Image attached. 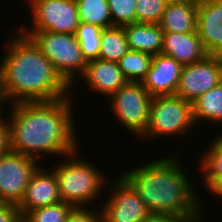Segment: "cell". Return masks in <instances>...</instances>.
<instances>
[{"label":"cell","mask_w":222,"mask_h":222,"mask_svg":"<svg viewBox=\"0 0 222 222\" xmlns=\"http://www.w3.org/2000/svg\"><path fill=\"white\" fill-rule=\"evenodd\" d=\"M73 93L54 101L6 106L10 110L7 112L10 113L7 114L9 150L36 160L48 155L61 158L77 151L81 145L74 120L76 99L72 98Z\"/></svg>","instance_id":"cell-1"},{"label":"cell","mask_w":222,"mask_h":222,"mask_svg":"<svg viewBox=\"0 0 222 222\" xmlns=\"http://www.w3.org/2000/svg\"><path fill=\"white\" fill-rule=\"evenodd\" d=\"M10 32L5 42L6 52L0 60L2 94L6 105L54 101L72 94L71 86L34 42L17 28Z\"/></svg>","instance_id":"cell-2"},{"label":"cell","mask_w":222,"mask_h":222,"mask_svg":"<svg viewBox=\"0 0 222 222\" xmlns=\"http://www.w3.org/2000/svg\"><path fill=\"white\" fill-rule=\"evenodd\" d=\"M169 155V156H168ZM135 165L120 175L144 201L148 211L168 215H204V205L183 168L180 155L168 154ZM180 156V157H178Z\"/></svg>","instance_id":"cell-3"},{"label":"cell","mask_w":222,"mask_h":222,"mask_svg":"<svg viewBox=\"0 0 222 222\" xmlns=\"http://www.w3.org/2000/svg\"><path fill=\"white\" fill-rule=\"evenodd\" d=\"M84 158L79 156L78 149L61 157L62 160L53 163V168L51 167L57 179L61 200L71 203L75 207L95 206V201L104 195L102 192H106L104 190L107 189L110 180L97 165H94L88 158Z\"/></svg>","instance_id":"cell-4"},{"label":"cell","mask_w":222,"mask_h":222,"mask_svg":"<svg viewBox=\"0 0 222 222\" xmlns=\"http://www.w3.org/2000/svg\"><path fill=\"white\" fill-rule=\"evenodd\" d=\"M194 123L192 104L175 95L155 96L152 98L149 121L146 130L139 137L143 142L164 136L190 138ZM189 135V136H188Z\"/></svg>","instance_id":"cell-5"},{"label":"cell","mask_w":222,"mask_h":222,"mask_svg":"<svg viewBox=\"0 0 222 222\" xmlns=\"http://www.w3.org/2000/svg\"><path fill=\"white\" fill-rule=\"evenodd\" d=\"M29 37L40 51L50 60L55 70L75 91V86L86 68L80 44L75 34L49 31H20Z\"/></svg>","instance_id":"cell-6"},{"label":"cell","mask_w":222,"mask_h":222,"mask_svg":"<svg viewBox=\"0 0 222 222\" xmlns=\"http://www.w3.org/2000/svg\"><path fill=\"white\" fill-rule=\"evenodd\" d=\"M152 96L139 82H127L108 97L109 111L135 138L147 128ZM113 112V113H112ZM127 129V130H126Z\"/></svg>","instance_id":"cell-7"},{"label":"cell","mask_w":222,"mask_h":222,"mask_svg":"<svg viewBox=\"0 0 222 222\" xmlns=\"http://www.w3.org/2000/svg\"><path fill=\"white\" fill-rule=\"evenodd\" d=\"M28 10L32 26H27L29 23H24V26L17 24L19 31L75 34L80 23L75 0H36Z\"/></svg>","instance_id":"cell-8"},{"label":"cell","mask_w":222,"mask_h":222,"mask_svg":"<svg viewBox=\"0 0 222 222\" xmlns=\"http://www.w3.org/2000/svg\"><path fill=\"white\" fill-rule=\"evenodd\" d=\"M108 184V198L100 207L104 222H142L150 214L138 193L119 173Z\"/></svg>","instance_id":"cell-9"},{"label":"cell","mask_w":222,"mask_h":222,"mask_svg":"<svg viewBox=\"0 0 222 222\" xmlns=\"http://www.w3.org/2000/svg\"><path fill=\"white\" fill-rule=\"evenodd\" d=\"M40 161L8 150L0 155V194L6 203L18 205Z\"/></svg>","instance_id":"cell-10"},{"label":"cell","mask_w":222,"mask_h":222,"mask_svg":"<svg viewBox=\"0 0 222 222\" xmlns=\"http://www.w3.org/2000/svg\"><path fill=\"white\" fill-rule=\"evenodd\" d=\"M222 81V56L208 55L202 61L183 65L176 95L189 103Z\"/></svg>","instance_id":"cell-11"},{"label":"cell","mask_w":222,"mask_h":222,"mask_svg":"<svg viewBox=\"0 0 222 222\" xmlns=\"http://www.w3.org/2000/svg\"><path fill=\"white\" fill-rule=\"evenodd\" d=\"M61 201L54 171L40 165L32 174L24 197L17 206L19 213L26 215L35 208L54 205Z\"/></svg>","instance_id":"cell-12"},{"label":"cell","mask_w":222,"mask_h":222,"mask_svg":"<svg viewBox=\"0 0 222 222\" xmlns=\"http://www.w3.org/2000/svg\"><path fill=\"white\" fill-rule=\"evenodd\" d=\"M196 32L208 55L222 56V0L197 5Z\"/></svg>","instance_id":"cell-13"},{"label":"cell","mask_w":222,"mask_h":222,"mask_svg":"<svg viewBox=\"0 0 222 222\" xmlns=\"http://www.w3.org/2000/svg\"><path fill=\"white\" fill-rule=\"evenodd\" d=\"M182 65L164 54L153 56L150 70L141 84L152 97L175 95Z\"/></svg>","instance_id":"cell-14"},{"label":"cell","mask_w":222,"mask_h":222,"mask_svg":"<svg viewBox=\"0 0 222 222\" xmlns=\"http://www.w3.org/2000/svg\"><path fill=\"white\" fill-rule=\"evenodd\" d=\"M85 81L91 93L97 92L105 98L117 92L128 81L122 74L118 62L96 59L87 62L84 73L78 78Z\"/></svg>","instance_id":"cell-15"},{"label":"cell","mask_w":222,"mask_h":222,"mask_svg":"<svg viewBox=\"0 0 222 222\" xmlns=\"http://www.w3.org/2000/svg\"><path fill=\"white\" fill-rule=\"evenodd\" d=\"M162 54L174 58L182 66L202 61L208 56L197 32H164Z\"/></svg>","instance_id":"cell-16"},{"label":"cell","mask_w":222,"mask_h":222,"mask_svg":"<svg viewBox=\"0 0 222 222\" xmlns=\"http://www.w3.org/2000/svg\"><path fill=\"white\" fill-rule=\"evenodd\" d=\"M130 50L153 56L161 54L164 32L159 24L132 23L121 26Z\"/></svg>","instance_id":"cell-17"},{"label":"cell","mask_w":222,"mask_h":222,"mask_svg":"<svg viewBox=\"0 0 222 222\" xmlns=\"http://www.w3.org/2000/svg\"><path fill=\"white\" fill-rule=\"evenodd\" d=\"M197 5L169 2L159 22L163 32L196 31Z\"/></svg>","instance_id":"cell-18"},{"label":"cell","mask_w":222,"mask_h":222,"mask_svg":"<svg viewBox=\"0 0 222 222\" xmlns=\"http://www.w3.org/2000/svg\"><path fill=\"white\" fill-rule=\"evenodd\" d=\"M192 110L194 123L198 129L197 125L203 121L222 124V81L194 101Z\"/></svg>","instance_id":"cell-19"},{"label":"cell","mask_w":222,"mask_h":222,"mask_svg":"<svg viewBox=\"0 0 222 222\" xmlns=\"http://www.w3.org/2000/svg\"><path fill=\"white\" fill-rule=\"evenodd\" d=\"M210 145L205 146V152L200 155L198 170L201 172L202 183L205 188L209 187L215 180L222 177V135H215ZM206 147L208 149H206ZM200 165V166H199Z\"/></svg>","instance_id":"cell-20"},{"label":"cell","mask_w":222,"mask_h":222,"mask_svg":"<svg viewBox=\"0 0 222 222\" xmlns=\"http://www.w3.org/2000/svg\"><path fill=\"white\" fill-rule=\"evenodd\" d=\"M129 50L130 48L121 26L103 29L99 51L100 59L118 62Z\"/></svg>","instance_id":"cell-21"},{"label":"cell","mask_w":222,"mask_h":222,"mask_svg":"<svg viewBox=\"0 0 222 222\" xmlns=\"http://www.w3.org/2000/svg\"><path fill=\"white\" fill-rule=\"evenodd\" d=\"M79 22L102 29L113 27L107 0H76Z\"/></svg>","instance_id":"cell-22"},{"label":"cell","mask_w":222,"mask_h":222,"mask_svg":"<svg viewBox=\"0 0 222 222\" xmlns=\"http://www.w3.org/2000/svg\"><path fill=\"white\" fill-rule=\"evenodd\" d=\"M152 58L151 54L129 50L118 61V65L128 82L141 83L150 70Z\"/></svg>","instance_id":"cell-23"},{"label":"cell","mask_w":222,"mask_h":222,"mask_svg":"<svg viewBox=\"0 0 222 222\" xmlns=\"http://www.w3.org/2000/svg\"><path fill=\"white\" fill-rule=\"evenodd\" d=\"M103 29L92 25L80 22L75 31V37L80 44L82 55L86 62L99 58L101 33Z\"/></svg>","instance_id":"cell-24"},{"label":"cell","mask_w":222,"mask_h":222,"mask_svg":"<svg viewBox=\"0 0 222 222\" xmlns=\"http://www.w3.org/2000/svg\"><path fill=\"white\" fill-rule=\"evenodd\" d=\"M75 206L67 202L38 207L29 211L26 216L31 222H66Z\"/></svg>","instance_id":"cell-25"},{"label":"cell","mask_w":222,"mask_h":222,"mask_svg":"<svg viewBox=\"0 0 222 222\" xmlns=\"http://www.w3.org/2000/svg\"><path fill=\"white\" fill-rule=\"evenodd\" d=\"M136 22L159 24L169 0H135Z\"/></svg>","instance_id":"cell-26"},{"label":"cell","mask_w":222,"mask_h":222,"mask_svg":"<svg viewBox=\"0 0 222 222\" xmlns=\"http://www.w3.org/2000/svg\"><path fill=\"white\" fill-rule=\"evenodd\" d=\"M114 26H123L136 22L135 0H107Z\"/></svg>","instance_id":"cell-27"},{"label":"cell","mask_w":222,"mask_h":222,"mask_svg":"<svg viewBox=\"0 0 222 222\" xmlns=\"http://www.w3.org/2000/svg\"><path fill=\"white\" fill-rule=\"evenodd\" d=\"M100 206L94 210L90 206L74 207L66 222H104Z\"/></svg>","instance_id":"cell-28"},{"label":"cell","mask_w":222,"mask_h":222,"mask_svg":"<svg viewBox=\"0 0 222 222\" xmlns=\"http://www.w3.org/2000/svg\"><path fill=\"white\" fill-rule=\"evenodd\" d=\"M205 215H168L150 213L142 222H202Z\"/></svg>","instance_id":"cell-29"},{"label":"cell","mask_w":222,"mask_h":222,"mask_svg":"<svg viewBox=\"0 0 222 222\" xmlns=\"http://www.w3.org/2000/svg\"><path fill=\"white\" fill-rule=\"evenodd\" d=\"M5 109L6 108H0V155L9 150L7 115L4 114L7 110Z\"/></svg>","instance_id":"cell-30"},{"label":"cell","mask_w":222,"mask_h":222,"mask_svg":"<svg viewBox=\"0 0 222 222\" xmlns=\"http://www.w3.org/2000/svg\"><path fill=\"white\" fill-rule=\"evenodd\" d=\"M19 214L16 204L5 203L0 205V222H13Z\"/></svg>","instance_id":"cell-31"},{"label":"cell","mask_w":222,"mask_h":222,"mask_svg":"<svg viewBox=\"0 0 222 222\" xmlns=\"http://www.w3.org/2000/svg\"><path fill=\"white\" fill-rule=\"evenodd\" d=\"M210 195L217 196L216 198L222 200V177L215 180L208 188H206ZM219 196V197H218Z\"/></svg>","instance_id":"cell-32"},{"label":"cell","mask_w":222,"mask_h":222,"mask_svg":"<svg viewBox=\"0 0 222 222\" xmlns=\"http://www.w3.org/2000/svg\"><path fill=\"white\" fill-rule=\"evenodd\" d=\"M202 0H169V2L186 3L190 5H198Z\"/></svg>","instance_id":"cell-33"},{"label":"cell","mask_w":222,"mask_h":222,"mask_svg":"<svg viewBox=\"0 0 222 222\" xmlns=\"http://www.w3.org/2000/svg\"><path fill=\"white\" fill-rule=\"evenodd\" d=\"M0 108H6V103L2 94V85H1V64H0Z\"/></svg>","instance_id":"cell-34"},{"label":"cell","mask_w":222,"mask_h":222,"mask_svg":"<svg viewBox=\"0 0 222 222\" xmlns=\"http://www.w3.org/2000/svg\"><path fill=\"white\" fill-rule=\"evenodd\" d=\"M13 222H31L26 215L19 214Z\"/></svg>","instance_id":"cell-35"},{"label":"cell","mask_w":222,"mask_h":222,"mask_svg":"<svg viewBox=\"0 0 222 222\" xmlns=\"http://www.w3.org/2000/svg\"><path fill=\"white\" fill-rule=\"evenodd\" d=\"M22 1V0H21ZM34 1H36V0H24V2L28 5V6H30Z\"/></svg>","instance_id":"cell-36"},{"label":"cell","mask_w":222,"mask_h":222,"mask_svg":"<svg viewBox=\"0 0 222 222\" xmlns=\"http://www.w3.org/2000/svg\"><path fill=\"white\" fill-rule=\"evenodd\" d=\"M6 202L3 200L1 194H0V205L5 204Z\"/></svg>","instance_id":"cell-37"}]
</instances>
